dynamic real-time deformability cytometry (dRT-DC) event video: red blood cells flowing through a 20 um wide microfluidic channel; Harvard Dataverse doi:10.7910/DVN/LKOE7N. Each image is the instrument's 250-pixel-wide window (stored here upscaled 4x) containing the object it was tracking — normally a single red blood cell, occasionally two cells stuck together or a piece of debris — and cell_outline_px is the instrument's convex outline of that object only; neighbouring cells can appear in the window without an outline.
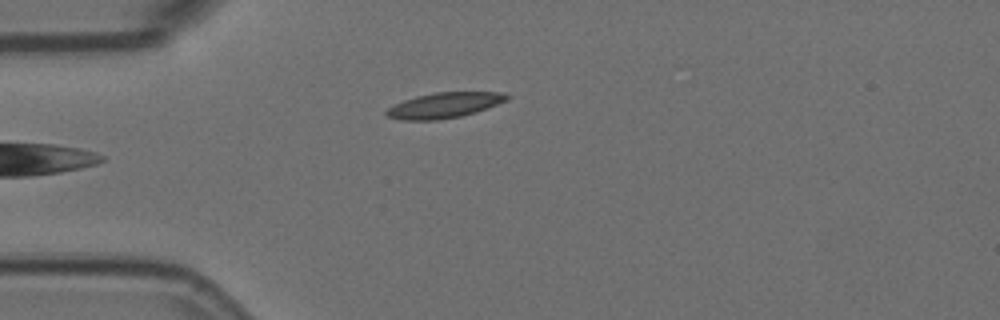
{"species": "Egyptian fruit bat (a non-hibernating species)", "species_latin": "Rousettus aegyptiacus", "temperature_condition": "room temperature", "stored_images_in_passage": 3, "camera_frame_rate_fps": 3000, "um_per_image_px": 0.085, "animal": {"sex": "female"}, "frame": {"image": 1, "passage_image": 3, "time_ms": 0.667, "image_size_px": [1000, 320], "cell_outline_px": [[512, 96], [508, 100], [476, 112], [460, 116], [436, 120], [400, 120], [384, 116], [384, 112], [392, 104], [416, 96], [436, 92], [504, 92]], "centroid_in_image_um": [37.74, 8.94], "position_along_channel_um": 47.3, "area_um2": 18.03}}